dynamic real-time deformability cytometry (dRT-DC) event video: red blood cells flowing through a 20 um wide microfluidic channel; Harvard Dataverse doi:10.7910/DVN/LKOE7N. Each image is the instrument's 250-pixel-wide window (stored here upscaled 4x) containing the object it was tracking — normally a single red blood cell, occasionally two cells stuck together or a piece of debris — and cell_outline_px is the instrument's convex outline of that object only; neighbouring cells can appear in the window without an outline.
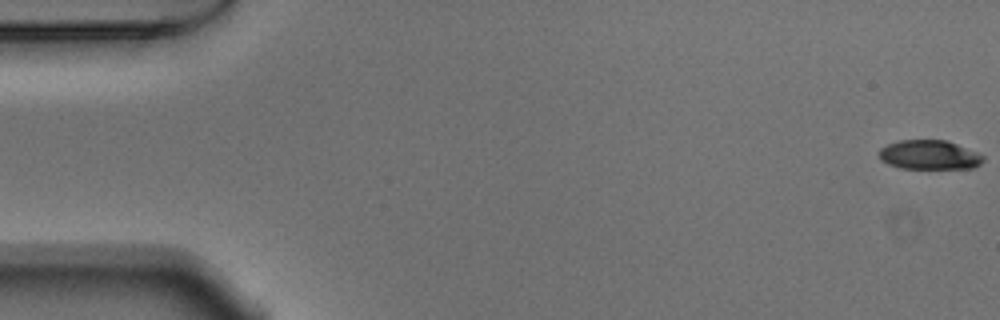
{"species": "Egyptian fruit bat (a non-hibernating species)", "species_latin": "Rousettus aegyptiacus", "temperature_condition": "warm", "stored_images_in_passage": 54, "camera_frame_rate_fps": 3000, "um_per_image_px": 0.085, "animal": {"sex": "male"}, "frame": {"image": 1, "passage_image": 1, "time_ms": 0.0, "image_size_px": [1000, 320], "cell_outline_px": [[984, 160], [980, 164], [972, 168], [900, 168], [888, 164], [880, 160], [880, 148], [888, 144], [900, 140], [948, 140], [976, 152], [984, 156]], "centroid_in_image_um": [78.99, 13.16], "position_along_channel_um": 6.0, "area_um2": 17.69}}
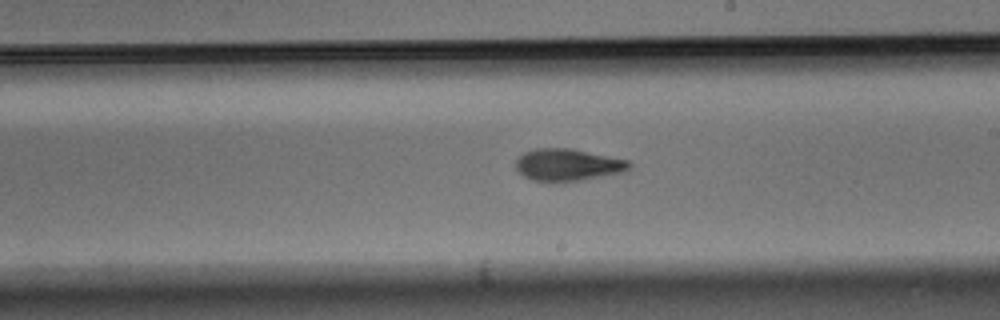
{"frame": {"image": 2, "passage_image": 31, "time_ms": 10.0, "image_size_px": [1000, 320], "cell_outline_px": [[632, 164], [624, 172], [580, 180], [532, 180], [524, 176], [516, 168], [516, 160], [524, 152], [536, 148], [572, 148], [628, 160]], "centroid_in_image_um": [48.27, 13.98], "position_along_channel_um": 240.7, "area_um2": 20.81}}
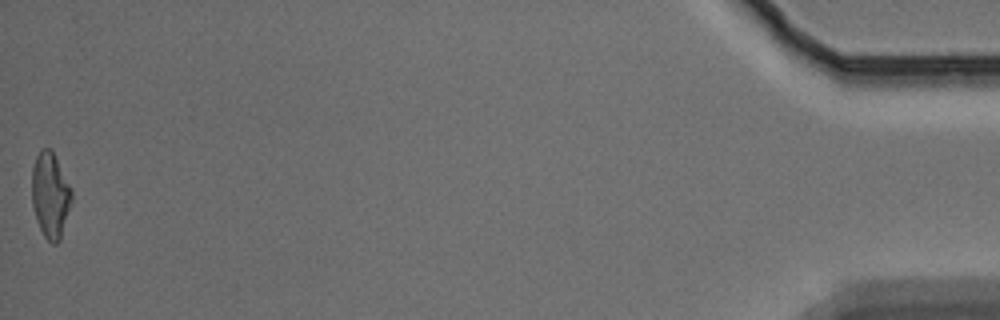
{"frame": {"image": 3, "passage_image": 54, "time_ms": 17.667, "image_size_px": [1000, 320], "cell_outline_px": [[72, 200], [60, 240], [56, 244], [52, 244], [44, 236], [36, 220], [32, 204], [32, 168], [36, 156], [40, 148], [52, 148], [72, 188]], "centroid_in_image_um": [4.28, 16.55], "position_along_channel_um": 430.9, "area_um2": 20.11}, "authors_computed_cell_mechanics": {"area_um2": 20.2589, "velocity_mm_per_s": 3.7772, "shape_relaxation_time_tau1_ms": 3.9105, "shape_relaxation_time_tau2_ms": 2.8387, "deformation_change_tau1": 0.1671, "deformation_change_tau2": 0.1114}}